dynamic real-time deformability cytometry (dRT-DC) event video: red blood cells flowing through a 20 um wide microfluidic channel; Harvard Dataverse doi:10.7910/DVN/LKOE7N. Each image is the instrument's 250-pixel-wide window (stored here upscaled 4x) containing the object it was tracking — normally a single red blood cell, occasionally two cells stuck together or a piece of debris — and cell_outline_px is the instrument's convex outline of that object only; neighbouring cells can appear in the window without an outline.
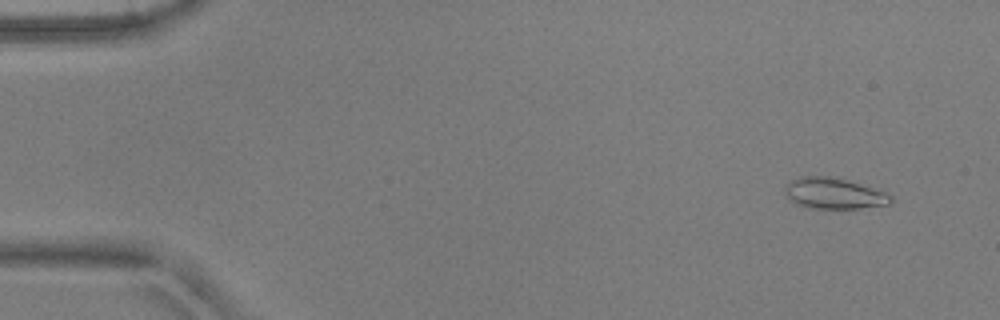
{"species": "common noctule bat (a hibernating species)", "species_latin": "Nyctalus noctula", "temperature_condition": "warm", "stored_images_in_passage": 6, "camera_frame_rate_fps": 3000, "um_per_image_px": 0.085, "animal": {"sex": "male", "body_mass_g": 17.9, "forearm_length_mm": 54.2}, "frame": {"image": 1, "passage_image": 1, "time_ms": 0.0, "image_size_px": [1000, 320], "cell_outline_px": [[892, 200], [888, 204], [860, 208], [808, 208], [796, 204], [784, 192], [784, 188], [792, 180], [800, 176], [840, 176], [884, 192], [892, 196]], "centroid_in_image_um": [70.88, 16.42], "position_along_channel_um": 14.1, "area_um2": 19.19}}
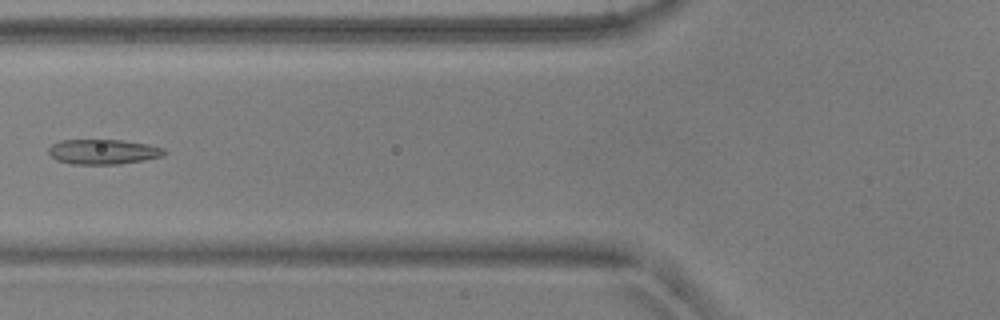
{"frame": {"image": 2, "passage_image": 5, "time_ms": 1.333, "image_size_px": [1000, 320], "cell_outline_px": [[164, 152], [160, 156], [144, 160], [120, 164], [72, 164], [56, 160], [48, 152], [48, 148], [52, 144], [60, 140], [120, 140], [148, 144], [164, 148]], "centroid_in_image_um": [8.72, 12.9], "position_along_channel_um": 117.1, "area_um2": 16.7}}
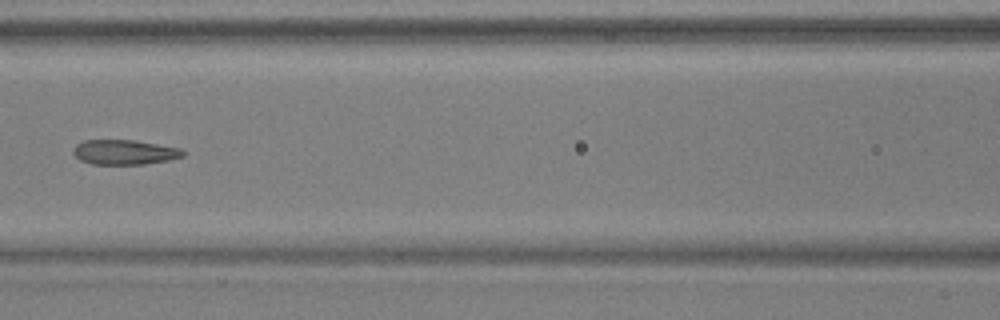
{"frame": {"image": 3, "passage_image": 6, "time_ms": 1.667, "image_size_px": [1000, 320], "cell_outline_px": [[184, 156], [168, 160], [144, 164], [92, 164], [80, 160], [72, 152], [72, 148], [76, 144], [84, 140], [132, 140], [180, 148], [184, 152]], "centroid_in_image_um": [10.54, 12.93], "position_along_channel_um": 156.1, "area_um2": 15.78}}